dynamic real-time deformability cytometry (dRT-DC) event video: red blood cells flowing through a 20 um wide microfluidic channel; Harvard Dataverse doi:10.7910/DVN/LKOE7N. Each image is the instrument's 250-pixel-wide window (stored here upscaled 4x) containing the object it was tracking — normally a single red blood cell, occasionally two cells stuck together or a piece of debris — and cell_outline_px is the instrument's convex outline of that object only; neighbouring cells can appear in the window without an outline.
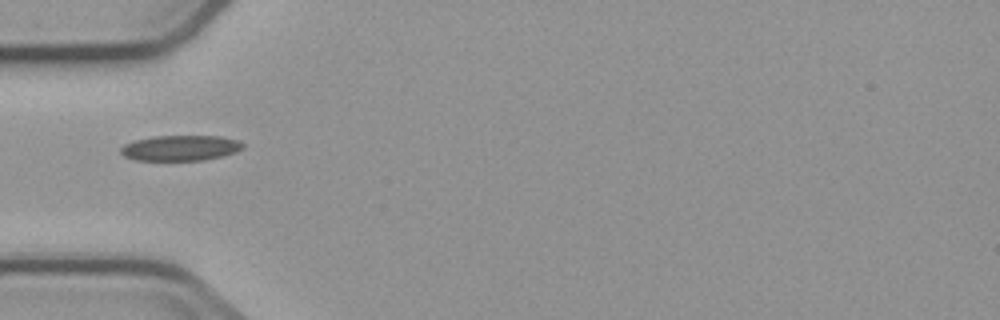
{"species": "common noctule bat (a hibernating species)", "species_latin": "Nyctalus noctula", "temperature_condition": "cold", "stored_images_in_passage": 4, "camera_frame_rate_fps": 3000, "um_per_image_px": 0.085, "animal": {"sex": "male", "body_mass_g": 23.1, "forearm_length_mm": 52.7}, "frame": {"image": 1, "passage_image": 1, "time_ms": 0.0, "image_size_px": [1000, 320], "cell_outline_px": [[244, 148], [236, 152], [224, 156], [204, 160], [136, 160], [124, 156], [120, 152], [120, 148], [124, 144], [136, 140], [156, 136], [220, 136], [240, 140], [244, 144]], "centroid_in_image_um": [15.38, 12.58], "position_along_channel_um": 69.6, "area_um2": 18.21}}
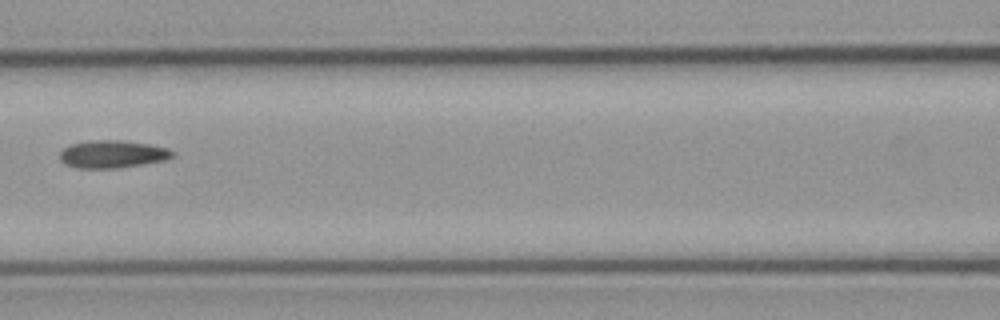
{"frame": {"image": 2, "passage_image": 3, "time_ms": 2.333, "image_size_px": [1000, 320], "cell_outline_px": [[176, 152], [172, 156], [164, 160], [116, 168], [76, 168], [64, 164], [60, 160], [60, 152], [64, 148], [72, 144], [92, 140], [120, 140], [148, 144], [168, 148]], "centroid_in_image_um": [9.53, 13.1], "position_along_channel_um": 157.1, "area_um2": 17.98}}
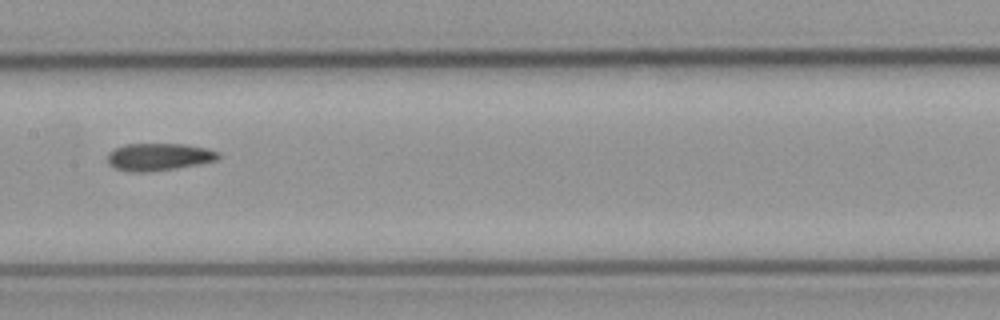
{"frame": {"image": 3, "passage_image": 4, "time_ms": 3.333, "image_size_px": [1000, 320], "cell_outline_px": [[220, 156], [216, 160], [200, 164], [176, 168], [148, 172], [132, 172], [116, 168], [108, 164], [108, 152], [124, 144], [184, 144], [208, 148], [220, 152]], "centroid_in_image_um": [13.52, 13.33], "position_along_channel_um": 193.9, "area_um2": 17.74}}